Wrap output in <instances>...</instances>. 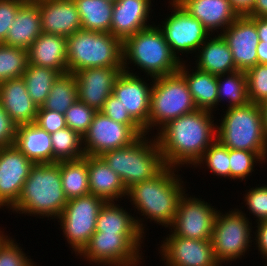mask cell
Wrapping results in <instances>:
<instances>
[{"instance_id": "30", "label": "cell", "mask_w": 267, "mask_h": 266, "mask_svg": "<svg viewBox=\"0 0 267 266\" xmlns=\"http://www.w3.org/2000/svg\"><path fill=\"white\" fill-rule=\"evenodd\" d=\"M114 203L105 202L101 207L97 216L95 231L110 234H144L141 221L134 219L128 212Z\"/></svg>"}, {"instance_id": "43", "label": "cell", "mask_w": 267, "mask_h": 266, "mask_svg": "<svg viewBox=\"0 0 267 266\" xmlns=\"http://www.w3.org/2000/svg\"><path fill=\"white\" fill-rule=\"evenodd\" d=\"M245 201L250 212L258 218V222L267 220V185L251 188Z\"/></svg>"}, {"instance_id": "48", "label": "cell", "mask_w": 267, "mask_h": 266, "mask_svg": "<svg viewBox=\"0 0 267 266\" xmlns=\"http://www.w3.org/2000/svg\"><path fill=\"white\" fill-rule=\"evenodd\" d=\"M258 230H256V235L254 240L258 245L260 254L263 255V258L267 261V220H263L257 223ZM257 238V239H256ZM267 265V264H266Z\"/></svg>"}, {"instance_id": "42", "label": "cell", "mask_w": 267, "mask_h": 266, "mask_svg": "<svg viewBox=\"0 0 267 266\" xmlns=\"http://www.w3.org/2000/svg\"><path fill=\"white\" fill-rule=\"evenodd\" d=\"M10 239L6 236L0 241V266H34L31 259Z\"/></svg>"}, {"instance_id": "31", "label": "cell", "mask_w": 267, "mask_h": 266, "mask_svg": "<svg viewBox=\"0 0 267 266\" xmlns=\"http://www.w3.org/2000/svg\"><path fill=\"white\" fill-rule=\"evenodd\" d=\"M82 29L110 33L114 2L109 0H73Z\"/></svg>"}, {"instance_id": "44", "label": "cell", "mask_w": 267, "mask_h": 266, "mask_svg": "<svg viewBox=\"0 0 267 266\" xmlns=\"http://www.w3.org/2000/svg\"><path fill=\"white\" fill-rule=\"evenodd\" d=\"M27 0H0V44L5 43L8 29L13 23L18 9Z\"/></svg>"}, {"instance_id": "33", "label": "cell", "mask_w": 267, "mask_h": 266, "mask_svg": "<svg viewBox=\"0 0 267 266\" xmlns=\"http://www.w3.org/2000/svg\"><path fill=\"white\" fill-rule=\"evenodd\" d=\"M59 76L60 73L52 68L28 65L22 78L25 81L29 96L38 107L45 103L53 83Z\"/></svg>"}, {"instance_id": "25", "label": "cell", "mask_w": 267, "mask_h": 266, "mask_svg": "<svg viewBox=\"0 0 267 266\" xmlns=\"http://www.w3.org/2000/svg\"><path fill=\"white\" fill-rule=\"evenodd\" d=\"M66 37L41 33L28 48L29 64L67 73Z\"/></svg>"}, {"instance_id": "36", "label": "cell", "mask_w": 267, "mask_h": 266, "mask_svg": "<svg viewBox=\"0 0 267 266\" xmlns=\"http://www.w3.org/2000/svg\"><path fill=\"white\" fill-rule=\"evenodd\" d=\"M217 75L218 83V104L222 99L228 101V107L242 106L249 102L247 95L246 74L243 71H235L232 73ZM224 80V81H222ZM225 97V98H224ZM228 98V99H227Z\"/></svg>"}, {"instance_id": "26", "label": "cell", "mask_w": 267, "mask_h": 266, "mask_svg": "<svg viewBox=\"0 0 267 266\" xmlns=\"http://www.w3.org/2000/svg\"><path fill=\"white\" fill-rule=\"evenodd\" d=\"M41 33L39 6L34 1H26L18 9L17 15L8 29L4 45L28 50Z\"/></svg>"}, {"instance_id": "14", "label": "cell", "mask_w": 267, "mask_h": 266, "mask_svg": "<svg viewBox=\"0 0 267 266\" xmlns=\"http://www.w3.org/2000/svg\"><path fill=\"white\" fill-rule=\"evenodd\" d=\"M185 196L184 193L179 200L175 219L169 226L174 231L169 236L211 240L218 211L204 200Z\"/></svg>"}, {"instance_id": "2", "label": "cell", "mask_w": 267, "mask_h": 266, "mask_svg": "<svg viewBox=\"0 0 267 266\" xmlns=\"http://www.w3.org/2000/svg\"><path fill=\"white\" fill-rule=\"evenodd\" d=\"M67 202L62 188L60 162L38 163L31 167L18 201L11 209L30 216L58 218Z\"/></svg>"}, {"instance_id": "52", "label": "cell", "mask_w": 267, "mask_h": 266, "mask_svg": "<svg viewBox=\"0 0 267 266\" xmlns=\"http://www.w3.org/2000/svg\"><path fill=\"white\" fill-rule=\"evenodd\" d=\"M258 64H267V43L259 41L256 48Z\"/></svg>"}, {"instance_id": "27", "label": "cell", "mask_w": 267, "mask_h": 266, "mask_svg": "<svg viewBox=\"0 0 267 266\" xmlns=\"http://www.w3.org/2000/svg\"><path fill=\"white\" fill-rule=\"evenodd\" d=\"M14 145L34 164L53 163L50 134L36 123L17 125Z\"/></svg>"}, {"instance_id": "3", "label": "cell", "mask_w": 267, "mask_h": 266, "mask_svg": "<svg viewBox=\"0 0 267 266\" xmlns=\"http://www.w3.org/2000/svg\"><path fill=\"white\" fill-rule=\"evenodd\" d=\"M173 170V171H172ZM174 168L165 166L156 176L127 189V196L142 215L168 227L175 219L178 203L185 191ZM182 185V186H181Z\"/></svg>"}, {"instance_id": "22", "label": "cell", "mask_w": 267, "mask_h": 266, "mask_svg": "<svg viewBox=\"0 0 267 266\" xmlns=\"http://www.w3.org/2000/svg\"><path fill=\"white\" fill-rule=\"evenodd\" d=\"M0 104L16 125L35 123L38 106L29 96L22 77L0 84Z\"/></svg>"}, {"instance_id": "35", "label": "cell", "mask_w": 267, "mask_h": 266, "mask_svg": "<svg viewBox=\"0 0 267 266\" xmlns=\"http://www.w3.org/2000/svg\"><path fill=\"white\" fill-rule=\"evenodd\" d=\"M53 148V163L83 158V137L69 127L50 134ZM82 145V146H81Z\"/></svg>"}, {"instance_id": "29", "label": "cell", "mask_w": 267, "mask_h": 266, "mask_svg": "<svg viewBox=\"0 0 267 266\" xmlns=\"http://www.w3.org/2000/svg\"><path fill=\"white\" fill-rule=\"evenodd\" d=\"M183 64L178 72L185 78L196 108L212 111L218 105L217 75L199 69L189 74Z\"/></svg>"}, {"instance_id": "39", "label": "cell", "mask_w": 267, "mask_h": 266, "mask_svg": "<svg viewBox=\"0 0 267 266\" xmlns=\"http://www.w3.org/2000/svg\"><path fill=\"white\" fill-rule=\"evenodd\" d=\"M245 74L249 102L262 104L267 100V64H256Z\"/></svg>"}, {"instance_id": "37", "label": "cell", "mask_w": 267, "mask_h": 266, "mask_svg": "<svg viewBox=\"0 0 267 266\" xmlns=\"http://www.w3.org/2000/svg\"><path fill=\"white\" fill-rule=\"evenodd\" d=\"M28 65V50L0 44V84L22 77Z\"/></svg>"}, {"instance_id": "53", "label": "cell", "mask_w": 267, "mask_h": 266, "mask_svg": "<svg viewBox=\"0 0 267 266\" xmlns=\"http://www.w3.org/2000/svg\"><path fill=\"white\" fill-rule=\"evenodd\" d=\"M262 110V118H263V128L265 137L267 139V104H260Z\"/></svg>"}, {"instance_id": "6", "label": "cell", "mask_w": 267, "mask_h": 266, "mask_svg": "<svg viewBox=\"0 0 267 266\" xmlns=\"http://www.w3.org/2000/svg\"><path fill=\"white\" fill-rule=\"evenodd\" d=\"M66 45L70 73L94 67H123L122 41L111 33L81 29L66 37Z\"/></svg>"}, {"instance_id": "7", "label": "cell", "mask_w": 267, "mask_h": 266, "mask_svg": "<svg viewBox=\"0 0 267 266\" xmlns=\"http://www.w3.org/2000/svg\"><path fill=\"white\" fill-rule=\"evenodd\" d=\"M145 136L141 135L132 144L101 155L127 189L153 178L165 167L157 139L152 142Z\"/></svg>"}, {"instance_id": "40", "label": "cell", "mask_w": 267, "mask_h": 266, "mask_svg": "<svg viewBox=\"0 0 267 266\" xmlns=\"http://www.w3.org/2000/svg\"><path fill=\"white\" fill-rule=\"evenodd\" d=\"M97 112L77 99L64 113L66 125L83 137Z\"/></svg>"}, {"instance_id": "4", "label": "cell", "mask_w": 267, "mask_h": 266, "mask_svg": "<svg viewBox=\"0 0 267 266\" xmlns=\"http://www.w3.org/2000/svg\"><path fill=\"white\" fill-rule=\"evenodd\" d=\"M123 69L126 62H133L152 78L178 72L180 57H176L159 27H148L138 31L122 42Z\"/></svg>"}, {"instance_id": "21", "label": "cell", "mask_w": 267, "mask_h": 266, "mask_svg": "<svg viewBox=\"0 0 267 266\" xmlns=\"http://www.w3.org/2000/svg\"><path fill=\"white\" fill-rule=\"evenodd\" d=\"M151 0H117L113 5L110 33L122 42L147 25Z\"/></svg>"}, {"instance_id": "49", "label": "cell", "mask_w": 267, "mask_h": 266, "mask_svg": "<svg viewBox=\"0 0 267 266\" xmlns=\"http://www.w3.org/2000/svg\"><path fill=\"white\" fill-rule=\"evenodd\" d=\"M232 8L239 16L247 15L251 10L256 0H229Z\"/></svg>"}, {"instance_id": "12", "label": "cell", "mask_w": 267, "mask_h": 266, "mask_svg": "<svg viewBox=\"0 0 267 266\" xmlns=\"http://www.w3.org/2000/svg\"><path fill=\"white\" fill-rule=\"evenodd\" d=\"M144 134L140 125L121 124L98 111L83 135V147L86 155L101 156L105 152L132 144Z\"/></svg>"}, {"instance_id": "23", "label": "cell", "mask_w": 267, "mask_h": 266, "mask_svg": "<svg viewBox=\"0 0 267 266\" xmlns=\"http://www.w3.org/2000/svg\"><path fill=\"white\" fill-rule=\"evenodd\" d=\"M172 1V0H171ZM210 32L226 29L239 15L229 0H176ZM220 27V28H219Z\"/></svg>"}, {"instance_id": "16", "label": "cell", "mask_w": 267, "mask_h": 266, "mask_svg": "<svg viewBox=\"0 0 267 266\" xmlns=\"http://www.w3.org/2000/svg\"><path fill=\"white\" fill-rule=\"evenodd\" d=\"M166 266H219L211 240L169 236L161 245Z\"/></svg>"}, {"instance_id": "41", "label": "cell", "mask_w": 267, "mask_h": 266, "mask_svg": "<svg viewBox=\"0 0 267 266\" xmlns=\"http://www.w3.org/2000/svg\"><path fill=\"white\" fill-rule=\"evenodd\" d=\"M230 178L245 179L253 170L254 162L263 161L255 152L229 149Z\"/></svg>"}, {"instance_id": "54", "label": "cell", "mask_w": 267, "mask_h": 266, "mask_svg": "<svg viewBox=\"0 0 267 266\" xmlns=\"http://www.w3.org/2000/svg\"><path fill=\"white\" fill-rule=\"evenodd\" d=\"M2 231H0V241L6 236L3 234V232L1 233Z\"/></svg>"}, {"instance_id": "34", "label": "cell", "mask_w": 267, "mask_h": 266, "mask_svg": "<svg viewBox=\"0 0 267 266\" xmlns=\"http://www.w3.org/2000/svg\"><path fill=\"white\" fill-rule=\"evenodd\" d=\"M78 99L77 79L74 73H64L55 80L45 103L38 109L65 113Z\"/></svg>"}, {"instance_id": "20", "label": "cell", "mask_w": 267, "mask_h": 266, "mask_svg": "<svg viewBox=\"0 0 267 266\" xmlns=\"http://www.w3.org/2000/svg\"><path fill=\"white\" fill-rule=\"evenodd\" d=\"M42 32L71 36L82 29L79 12L73 0H37Z\"/></svg>"}, {"instance_id": "17", "label": "cell", "mask_w": 267, "mask_h": 266, "mask_svg": "<svg viewBox=\"0 0 267 266\" xmlns=\"http://www.w3.org/2000/svg\"><path fill=\"white\" fill-rule=\"evenodd\" d=\"M151 88L139 76L123 69L117 77L112 94L120 100L130 116L148 133Z\"/></svg>"}, {"instance_id": "28", "label": "cell", "mask_w": 267, "mask_h": 266, "mask_svg": "<svg viewBox=\"0 0 267 266\" xmlns=\"http://www.w3.org/2000/svg\"><path fill=\"white\" fill-rule=\"evenodd\" d=\"M200 48L197 69L214 75H226L237 71L231 50L220 34L210 40L206 39Z\"/></svg>"}, {"instance_id": "18", "label": "cell", "mask_w": 267, "mask_h": 266, "mask_svg": "<svg viewBox=\"0 0 267 266\" xmlns=\"http://www.w3.org/2000/svg\"><path fill=\"white\" fill-rule=\"evenodd\" d=\"M222 32L238 71L246 72L258 64L256 48L260 40L256 25L248 16H239Z\"/></svg>"}, {"instance_id": "51", "label": "cell", "mask_w": 267, "mask_h": 266, "mask_svg": "<svg viewBox=\"0 0 267 266\" xmlns=\"http://www.w3.org/2000/svg\"><path fill=\"white\" fill-rule=\"evenodd\" d=\"M248 17H267V0H256Z\"/></svg>"}, {"instance_id": "46", "label": "cell", "mask_w": 267, "mask_h": 266, "mask_svg": "<svg viewBox=\"0 0 267 266\" xmlns=\"http://www.w3.org/2000/svg\"><path fill=\"white\" fill-rule=\"evenodd\" d=\"M35 123L49 134L67 127L63 113L48 109H38Z\"/></svg>"}, {"instance_id": "24", "label": "cell", "mask_w": 267, "mask_h": 266, "mask_svg": "<svg viewBox=\"0 0 267 266\" xmlns=\"http://www.w3.org/2000/svg\"><path fill=\"white\" fill-rule=\"evenodd\" d=\"M88 179L90 194L102 198L105 202H114L127 195V188L119 175L101 156L88 155Z\"/></svg>"}, {"instance_id": "45", "label": "cell", "mask_w": 267, "mask_h": 266, "mask_svg": "<svg viewBox=\"0 0 267 266\" xmlns=\"http://www.w3.org/2000/svg\"><path fill=\"white\" fill-rule=\"evenodd\" d=\"M105 116L116 122L125 125H139L124 109L120 100L111 94L105 101L103 108L100 110Z\"/></svg>"}, {"instance_id": "5", "label": "cell", "mask_w": 267, "mask_h": 266, "mask_svg": "<svg viewBox=\"0 0 267 266\" xmlns=\"http://www.w3.org/2000/svg\"><path fill=\"white\" fill-rule=\"evenodd\" d=\"M221 122L216 127V139L223 146L255 152L262 160L266 159L267 139L260 104L248 102L228 107Z\"/></svg>"}, {"instance_id": "11", "label": "cell", "mask_w": 267, "mask_h": 266, "mask_svg": "<svg viewBox=\"0 0 267 266\" xmlns=\"http://www.w3.org/2000/svg\"><path fill=\"white\" fill-rule=\"evenodd\" d=\"M221 214H216L211 237L214 255L220 264L241 258L252 243L251 223L242 211Z\"/></svg>"}, {"instance_id": "38", "label": "cell", "mask_w": 267, "mask_h": 266, "mask_svg": "<svg viewBox=\"0 0 267 266\" xmlns=\"http://www.w3.org/2000/svg\"><path fill=\"white\" fill-rule=\"evenodd\" d=\"M229 148L223 146L217 139L205 150L196 165L205 164L213 175L230 177Z\"/></svg>"}, {"instance_id": "1", "label": "cell", "mask_w": 267, "mask_h": 266, "mask_svg": "<svg viewBox=\"0 0 267 266\" xmlns=\"http://www.w3.org/2000/svg\"><path fill=\"white\" fill-rule=\"evenodd\" d=\"M211 111L197 109L170 120L156 136L165 166L196 165L216 140Z\"/></svg>"}, {"instance_id": "13", "label": "cell", "mask_w": 267, "mask_h": 266, "mask_svg": "<svg viewBox=\"0 0 267 266\" xmlns=\"http://www.w3.org/2000/svg\"><path fill=\"white\" fill-rule=\"evenodd\" d=\"M173 13L163 21L160 30L170 46L172 53L189 52L199 50L204 41L209 38V31L202 23L191 16L176 0L171 3ZM209 35V36H208ZM177 51V53H176Z\"/></svg>"}, {"instance_id": "8", "label": "cell", "mask_w": 267, "mask_h": 266, "mask_svg": "<svg viewBox=\"0 0 267 266\" xmlns=\"http://www.w3.org/2000/svg\"><path fill=\"white\" fill-rule=\"evenodd\" d=\"M150 93L148 132L153 126L158 129L170 120L197 110L185 78L179 73L157 77Z\"/></svg>"}, {"instance_id": "10", "label": "cell", "mask_w": 267, "mask_h": 266, "mask_svg": "<svg viewBox=\"0 0 267 266\" xmlns=\"http://www.w3.org/2000/svg\"><path fill=\"white\" fill-rule=\"evenodd\" d=\"M105 201L89 194L68 200L61 215L57 218L61 222L64 236L79 254L88 244L96 229V220Z\"/></svg>"}, {"instance_id": "15", "label": "cell", "mask_w": 267, "mask_h": 266, "mask_svg": "<svg viewBox=\"0 0 267 266\" xmlns=\"http://www.w3.org/2000/svg\"><path fill=\"white\" fill-rule=\"evenodd\" d=\"M33 165L14 144L0 147V208L18 201Z\"/></svg>"}, {"instance_id": "9", "label": "cell", "mask_w": 267, "mask_h": 266, "mask_svg": "<svg viewBox=\"0 0 267 266\" xmlns=\"http://www.w3.org/2000/svg\"><path fill=\"white\" fill-rule=\"evenodd\" d=\"M143 234H110L95 231L79 253L90 262L109 266H137ZM140 256V257H139Z\"/></svg>"}, {"instance_id": "50", "label": "cell", "mask_w": 267, "mask_h": 266, "mask_svg": "<svg viewBox=\"0 0 267 266\" xmlns=\"http://www.w3.org/2000/svg\"><path fill=\"white\" fill-rule=\"evenodd\" d=\"M256 25L260 41L267 43V17H249Z\"/></svg>"}, {"instance_id": "19", "label": "cell", "mask_w": 267, "mask_h": 266, "mask_svg": "<svg viewBox=\"0 0 267 266\" xmlns=\"http://www.w3.org/2000/svg\"><path fill=\"white\" fill-rule=\"evenodd\" d=\"M122 70L123 67H94L74 73L78 100L100 111L112 94L115 81Z\"/></svg>"}, {"instance_id": "32", "label": "cell", "mask_w": 267, "mask_h": 266, "mask_svg": "<svg viewBox=\"0 0 267 266\" xmlns=\"http://www.w3.org/2000/svg\"><path fill=\"white\" fill-rule=\"evenodd\" d=\"M62 188L68 200L90 194L88 155L77 160L60 161Z\"/></svg>"}, {"instance_id": "47", "label": "cell", "mask_w": 267, "mask_h": 266, "mask_svg": "<svg viewBox=\"0 0 267 266\" xmlns=\"http://www.w3.org/2000/svg\"><path fill=\"white\" fill-rule=\"evenodd\" d=\"M17 125L0 104V147L13 145Z\"/></svg>"}]
</instances>
